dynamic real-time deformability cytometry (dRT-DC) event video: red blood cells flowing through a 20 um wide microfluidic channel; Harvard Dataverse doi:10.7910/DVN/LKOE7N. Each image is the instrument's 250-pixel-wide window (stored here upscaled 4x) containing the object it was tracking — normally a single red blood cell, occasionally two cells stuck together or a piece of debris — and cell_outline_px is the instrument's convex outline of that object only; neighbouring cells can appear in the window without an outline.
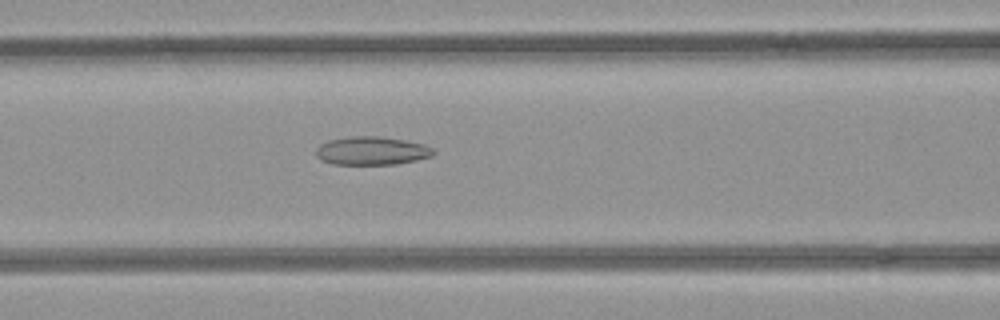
{"species": "common noctule bat (a hibernating species)", "species_latin": "Nyctalus noctula", "temperature_condition": "room temperature", "stored_images_in_passage": 51, "camera_frame_rate_fps": 3000, "um_per_image_px": 0.085, "animal": {"sex": "female", "body_mass_g": 21.9}, "frame": {"image": 1, "passage_image": 21, "time_ms": 6.667, "image_size_px": [1000, 320], "cell_outline_px": [[436, 152], [432, 156], [416, 160], [396, 164], [332, 164], [320, 160], [316, 156], [316, 148], [320, 144], [328, 140], [352, 136], [380, 136], [404, 140], [424, 144], [432, 148]], "centroid_in_image_um": [31.58, 12.81], "position_along_channel_um": 135.0, "area_um2": 19.48}}
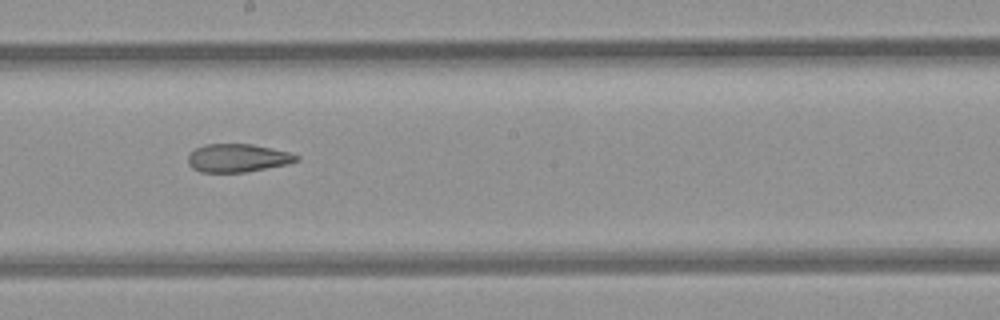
{"frame": {"image": 2, "passage_image": 28, "time_ms": 9.0, "image_size_px": [1000, 320], "cell_outline_px": [[300, 160], [288, 164], [244, 172], [200, 172], [192, 168], [188, 164], [188, 156], [196, 148], [204, 144], [252, 144], [272, 148], [288, 152], [300, 156]], "centroid_in_image_um": [20.21, 13.43], "position_along_channel_um": 228.0, "area_um2": 17.8}}
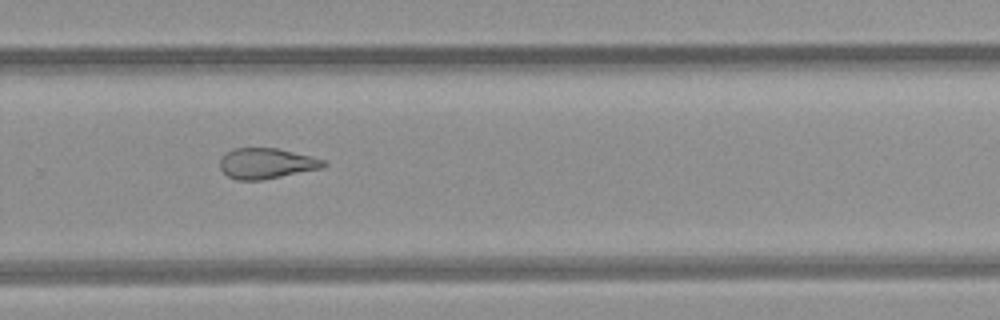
{"frame": {"image": 3, "passage_image": 34, "time_ms": 11.0, "image_size_px": [1000, 320], "cell_outline_px": [[328, 164], [320, 168], [260, 180], [236, 180], [228, 176], [220, 168], [220, 160], [224, 152], [232, 148], [280, 148], [324, 160]], "centroid_in_image_um": [22.59, 13.87], "position_along_channel_um": 307.2, "area_um2": 18.32}, "authors_computed_cell_mechanics": {"area_um2": 21.9062, "velocity_mm_per_s": 3.9899, "shape_relaxation_time_tau1_ms": null, "shape_relaxation_time_tau2_ms": 4.1129, "deformation_change_tau1": null, "deformation_change_tau2": 0.1358}}